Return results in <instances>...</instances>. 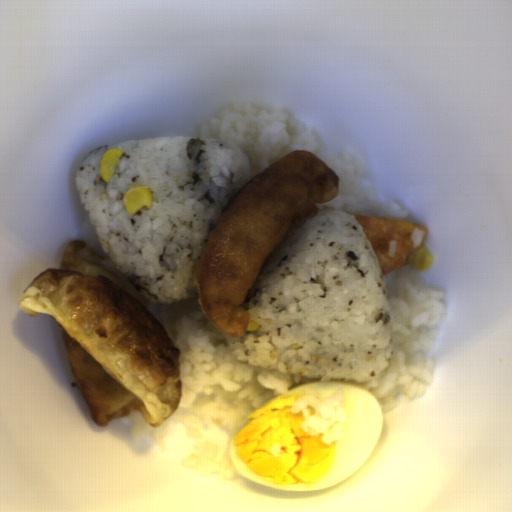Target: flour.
<instances>
[{"label":"flour","instance_id":"c2a2500e","mask_svg":"<svg viewBox=\"0 0 512 512\" xmlns=\"http://www.w3.org/2000/svg\"><path fill=\"white\" fill-rule=\"evenodd\" d=\"M18 307L56 320L68 365L99 427L139 413L155 429L176 413L182 349L112 260L84 240L66 244L59 269L29 283Z\"/></svg>","mask_w":512,"mask_h":512},{"label":"flour","instance_id":"a7fe0414","mask_svg":"<svg viewBox=\"0 0 512 512\" xmlns=\"http://www.w3.org/2000/svg\"><path fill=\"white\" fill-rule=\"evenodd\" d=\"M339 194V175L309 150H296L261 171L220 212L193 266L197 302L216 328L242 337V304L266 260Z\"/></svg>","mask_w":512,"mask_h":512}]
</instances>
